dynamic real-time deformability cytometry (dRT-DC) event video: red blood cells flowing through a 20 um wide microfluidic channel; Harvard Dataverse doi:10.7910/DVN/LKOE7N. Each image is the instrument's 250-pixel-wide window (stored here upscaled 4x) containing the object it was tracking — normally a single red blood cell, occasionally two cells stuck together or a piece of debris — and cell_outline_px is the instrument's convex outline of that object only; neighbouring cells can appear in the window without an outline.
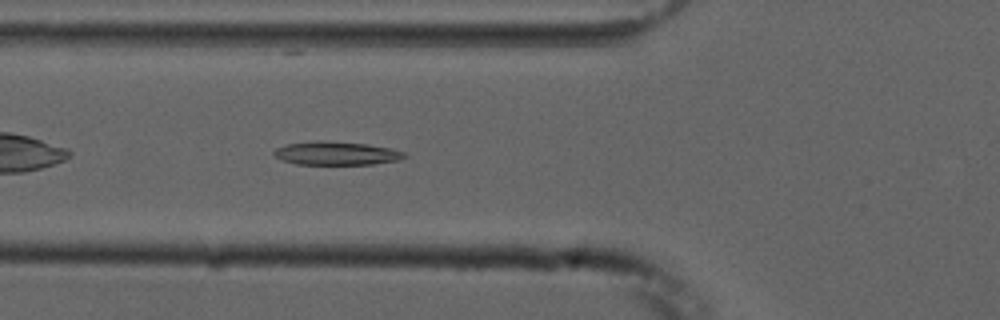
{"species": "common noctule bat (a hibernating species)", "species_latin": "Nyctalus noctula", "temperature_condition": "cold", "stored_images_in_passage": 41, "camera_frame_rate_fps": 3000, "um_per_image_px": 0.085, "animal": {"sex": "male", "forearm_length_mm": 52.5}, "frame": {"image": 1, "passage_image": 6, "time_ms": 1.667, "image_size_px": [1000, 320], "cell_outline_px": [[408, 156], [400, 160], [372, 164], [296, 164], [280, 160], [272, 152], [276, 148], [288, 144], [316, 140], [320, 140], [364, 144], [388, 148], [404, 152]], "centroid_in_image_um": [28.56, 13.03], "position_along_channel_um": 97.2, "area_um2": 17.69}}
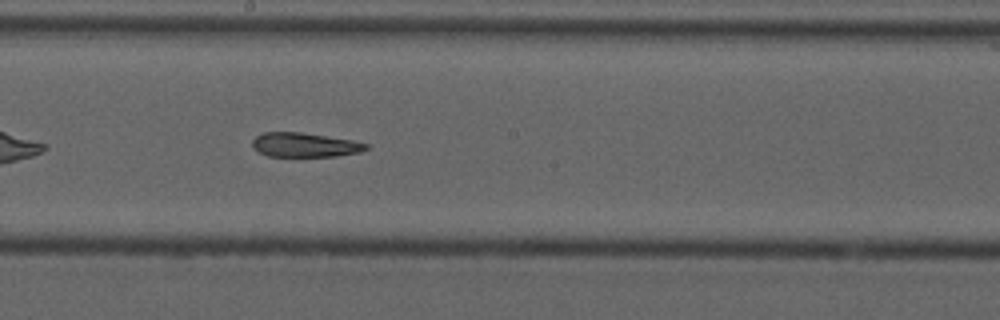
{"frame": {"image": 2, "passage_image": 16, "time_ms": 5.0, "image_size_px": [1000, 320], "cell_outline_px": [[368, 148], [360, 152], [336, 156], [268, 156], [252, 148], [252, 140], [256, 136], [264, 132], [300, 132], [352, 140], [368, 144]], "centroid_in_image_um": [25.88, 12.31], "position_along_channel_um": 222.3, "area_um2": 16.01}}
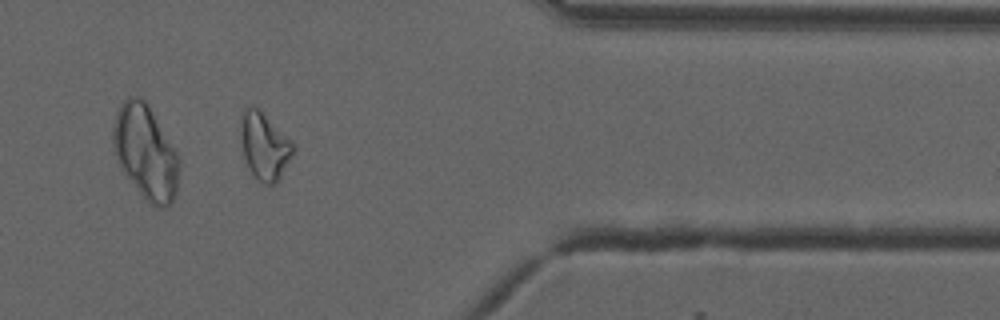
{"frame": {"image": 3, "passage_image": 31, "time_ms": 10.0, "image_size_px": [1000, 320], "cell_outline_px": [[296, 148], [292, 156], [280, 176], [272, 184], [264, 184], [256, 180], [244, 156], [240, 140], [240, 132], [244, 108], [260, 108], [292, 140]], "centroid_in_image_um": [22.5, 12.39], "position_along_channel_um": 388.9, "area_um2": 20.4}, "authors_computed_cell_mechanics": {"area_um2": 18.207, "velocity_mm_per_s": 3.7473, "shape_relaxation_time_tau1_ms": null, "shape_relaxation_time_tau2_ms": 5.0564, "deformation_change_tau1": null, "deformation_change_tau2": 0.1287}}